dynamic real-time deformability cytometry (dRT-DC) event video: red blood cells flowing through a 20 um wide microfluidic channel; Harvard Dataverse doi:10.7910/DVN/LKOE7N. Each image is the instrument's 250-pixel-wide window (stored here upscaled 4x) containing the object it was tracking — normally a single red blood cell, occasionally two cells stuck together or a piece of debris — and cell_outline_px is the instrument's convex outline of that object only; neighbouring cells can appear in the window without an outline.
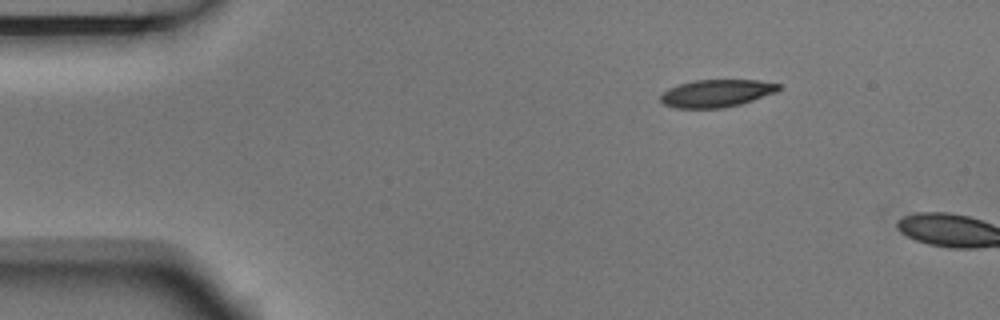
{"species": "Egyptian fruit bat (a non-hibernating species)", "species_latin": "Rousettus aegyptiacus", "temperature_condition": "room temperature", "stored_images_in_passage": 2, "camera_frame_rate_fps": 3000, "um_per_image_px": 0.085, "animal": {"sex": "male"}, "frame": {"image": 1, "passage_image": 1, "time_ms": 0.0, "image_size_px": [1000, 320], "cell_outline_px": [[780, 88], [776, 92], [740, 104], [720, 108], [676, 108], [664, 104], [660, 100], [660, 96], [668, 88], [680, 84], [696, 80], [756, 80], [780, 84]], "centroid_in_image_um": [60.88, 7.93], "position_along_channel_um": 24.1, "area_um2": 18.73}}